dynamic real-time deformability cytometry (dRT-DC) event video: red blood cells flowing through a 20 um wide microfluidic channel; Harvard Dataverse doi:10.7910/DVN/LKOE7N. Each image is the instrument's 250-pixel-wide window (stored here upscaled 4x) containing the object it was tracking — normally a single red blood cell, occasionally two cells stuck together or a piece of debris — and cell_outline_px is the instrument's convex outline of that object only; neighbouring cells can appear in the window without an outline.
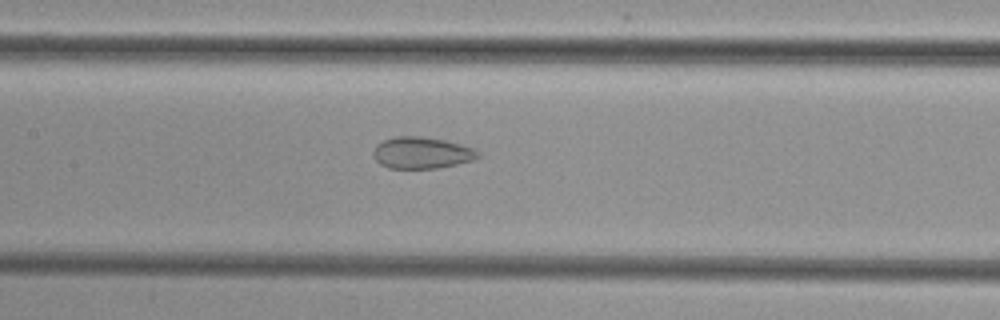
{"species": "common noctule bat (a hibernating species)", "species_latin": "Nyctalus noctula", "temperature_condition": "cold", "stored_images_in_passage": 52, "camera_frame_rate_fps": 3000, "um_per_image_px": 0.085, "animal": {"sex": "female", "body_mass_g": 29.2, "forearm_length_mm": 56.3}, "frame": {"image": 1, "passage_image": 25, "time_ms": 8.0, "image_size_px": [1000, 320], "cell_outline_px": [[480, 156], [472, 160], [440, 168], [388, 168], [380, 164], [376, 160], [372, 152], [376, 144], [384, 140], [396, 136], [420, 136], [444, 140], [460, 144], [472, 148], [480, 152]], "centroid_in_image_um": [35.82, 12.99], "position_along_channel_um": 171.6, "area_um2": 19.25}}
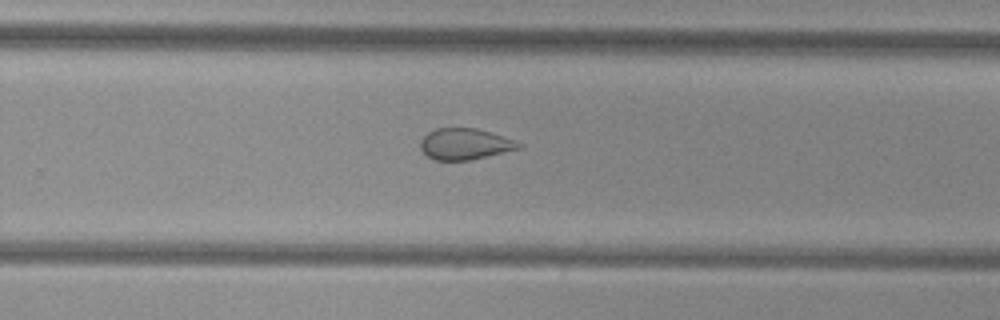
{"frame": {"image": 2, "passage_image": 34, "time_ms": 11.0, "image_size_px": [1000, 320], "cell_outline_px": [[524, 144], [520, 148], [472, 160], [436, 160], [428, 156], [420, 148], [420, 140], [428, 132], [436, 128], [476, 128], [492, 132]], "centroid_in_image_um": [39.52, 12.23], "position_along_channel_um": 290.3, "area_um2": 17.86}}
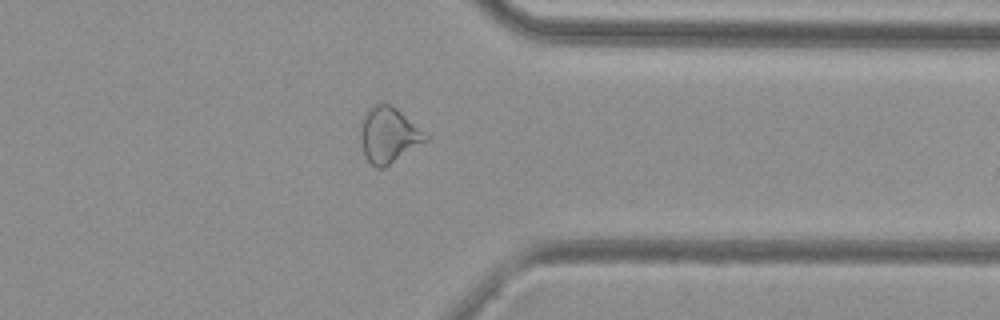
{"frame": {"image": 3, "passage_image": 41, "time_ms": 13.333, "image_size_px": [1000, 320], "cell_outline_px": [[428, 140], [384, 168], [376, 168], [364, 156], [360, 136], [360, 132], [364, 116], [368, 108], [384, 100], [396, 108], [428, 136]], "centroid_in_image_um": [33.01, 11.47], "position_along_channel_um": 378.4, "area_um2": 20.87}}